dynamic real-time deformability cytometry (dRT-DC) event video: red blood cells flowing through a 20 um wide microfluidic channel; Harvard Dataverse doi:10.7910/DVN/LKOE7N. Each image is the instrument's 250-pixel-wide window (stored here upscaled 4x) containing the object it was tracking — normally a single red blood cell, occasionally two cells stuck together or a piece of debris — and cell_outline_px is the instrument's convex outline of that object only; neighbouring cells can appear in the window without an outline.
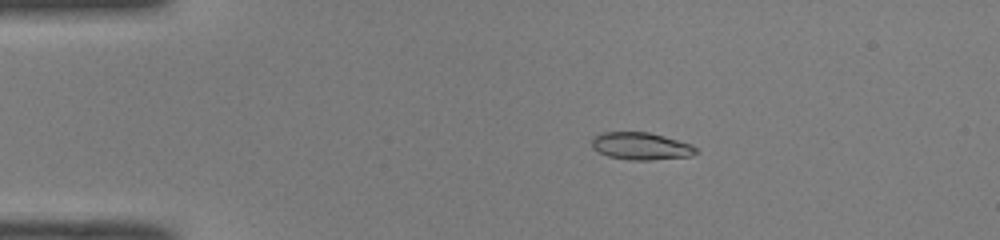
{"species": "common noctule bat (a hibernating species)", "species_latin": "Nyctalus noctula", "temperature_condition": "room temperature", "stored_images_in_passage": 41, "camera_frame_rate_fps": 3000, "um_per_image_px": 0.085, "animal": {"sex": "male", "body_mass_g": 19.0, "forearm_length_mm": 50.8}, "frame": {"image": 1, "passage_image": 1, "time_ms": 0.0, "image_size_px": [1000, 240], "cell_outline_px": [[696, 152], [692, 156], [652, 160], [628, 160], [608, 156], [592, 148], [592, 140], [596, 136], [604, 132], [648, 132], [664, 136], [692, 144], [696, 148]], "centroid_in_image_um": [54.5, 12.43], "position_along_channel_um": 30.5, "area_um2": 16.53}}
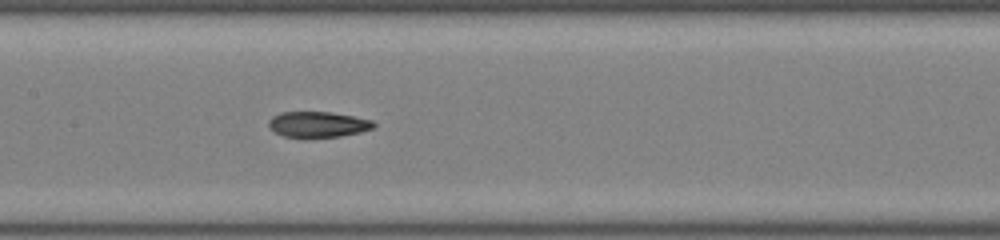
{"frame": {"image": 2, "passage_image": 16, "time_ms": 5.0, "image_size_px": [1000, 240], "cell_outline_px": [[376, 124], [372, 128], [360, 132], [340, 136], [304, 140], [284, 136], [268, 128], [268, 120], [272, 116], [280, 112], [332, 112], [372, 120]], "centroid_in_image_um": [26.96, 10.6], "position_along_channel_um": 180.4, "area_um2": 16.24}}
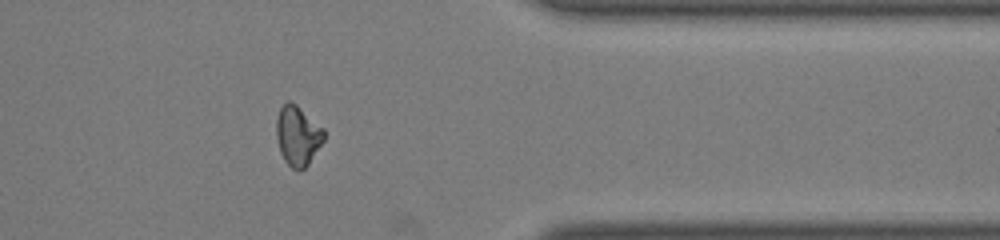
{"frame": {"image": 3, "passage_image": 32, "time_ms": 10.333, "image_size_px": [1000, 240], "cell_outline_px": [[324, 140], [308, 164], [300, 172], [296, 172], [284, 160], [280, 152], [276, 136], [276, 120], [280, 108], [288, 100], [296, 104], [324, 128]], "centroid_in_image_um": [25.3, 11.54], "position_along_channel_um": 386.1, "area_um2": 16.65}}